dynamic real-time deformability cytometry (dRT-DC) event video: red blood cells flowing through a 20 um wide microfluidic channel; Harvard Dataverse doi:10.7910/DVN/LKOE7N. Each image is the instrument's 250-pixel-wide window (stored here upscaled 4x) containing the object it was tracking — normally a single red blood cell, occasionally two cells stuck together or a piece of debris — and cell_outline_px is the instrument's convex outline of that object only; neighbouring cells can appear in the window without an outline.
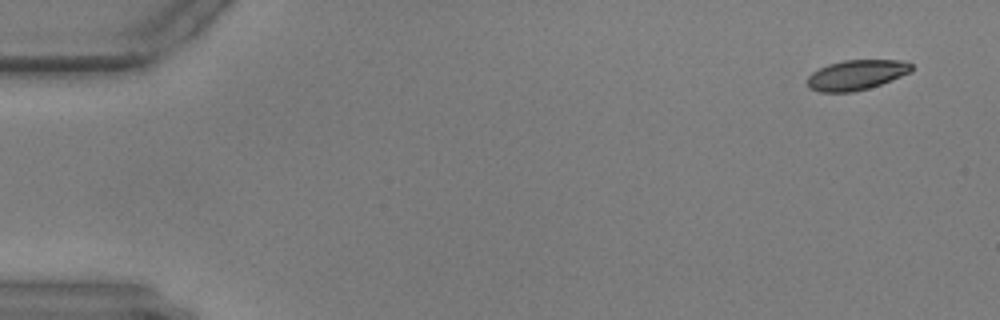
{"species": "common noctule bat (a hibernating species)", "species_latin": "Nyctalus noctula", "temperature_condition": "warm", "stored_images_in_passage": 31, "camera_frame_rate_fps": 3000, "um_per_image_px": 0.085, "animal": {"sex": "male", "body_mass_g": 17.9, "forearm_length_mm": 54.2}, "frame": {"image": 1, "passage_image": 1, "time_ms": 0.0, "image_size_px": [1000, 320], "cell_outline_px": [[912, 72], [880, 84], [868, 88], [852, 92], [820, 92], [808, 88], [808, 76], [812, 72], [828, 64], [844, 60], [904, 60], [912, 64]], "centroid_in_image_um": [72.8, 6.36], "position_along_channel_um": 12.2, "area_um2": 18.21}}
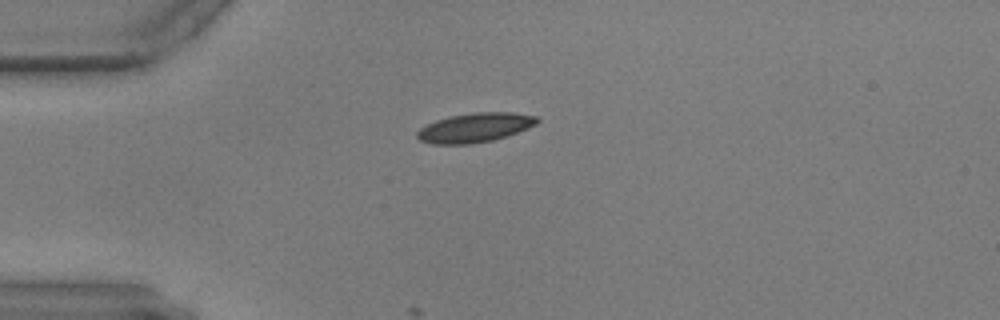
{"frame": {"image": 2, "passage_image": 13, "time_ms": 4.0, "image_size_px": [1000, 320], "cell_outline_px": [[540, 120], [536, 124], [528, 128], [492, 140], [468, 144], [432, 144], [420, 140], [416, 136], [416, 132], [420, 128], [436, 120], [448, 116], [472, 112], [512, 112], [536, 116]], "centroid_in_image_um": [40.34, 10.83], "position_along_channel_um": 44.7, "area_um2": 20.4}}
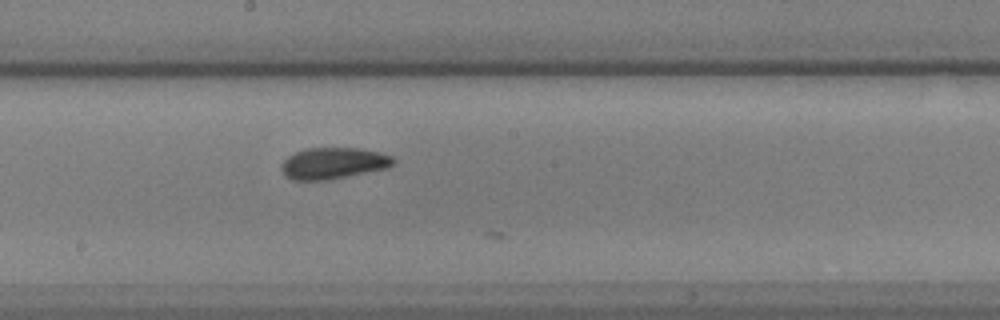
{"frame": {"image": 3, "passage_image": 30, "time_ms": 9.667, "image_size_px": [1000, 320], "cell_outline_px": [[396, 164], [388, 168], [328, 180], [292, 180], [284, 176], [280, 168], [280, 164], [288, 156], [296, 152], [308, 148], [360, 148], [380, 152], [392, 156], [396, 160]], "centroid_in_image_um": [28.34, 13.88], "position_along_channel_um": 219.9, "area_um2": 20.75}}